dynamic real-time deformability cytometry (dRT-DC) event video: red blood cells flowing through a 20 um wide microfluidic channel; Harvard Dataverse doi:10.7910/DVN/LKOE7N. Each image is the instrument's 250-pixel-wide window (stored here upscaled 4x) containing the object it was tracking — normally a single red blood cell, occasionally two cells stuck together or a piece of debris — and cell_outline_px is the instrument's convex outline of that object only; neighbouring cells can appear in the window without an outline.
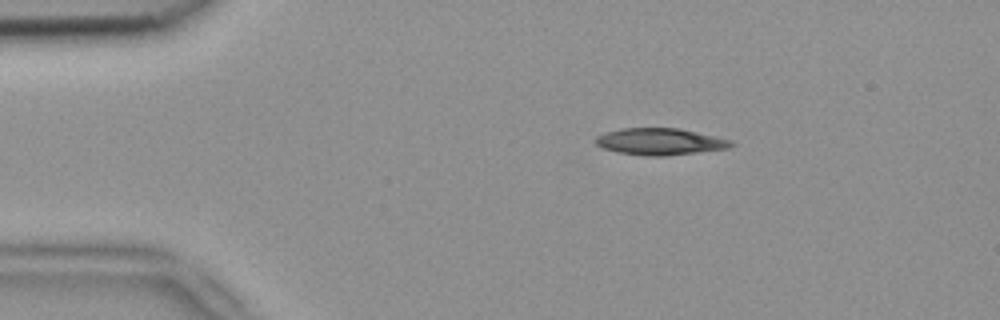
{"species": "common noctule bat (a hibernating species)", "species_latin": "Nyctalus noctula", "temperature_condition": "room temperature", "stored_images_in_passage": 7, "camera_frame_rate_fps": 3000, "um_per_image_px": 0.085, "animal": {"sex": "female", "body_mass_g": 18.4}, "frame": {"image": 1, "passage_image": 1, "time_ms": 0.0, "image_size_px": [1000, 320], "cell_outline_px": [[736, 144], [728, 148], [664, 156], [644, 156], [616, 152], [604, 148], [596, 144], [592, 140], [596, 136], [604, 132], [620, 128], [680, 128], [732, 140]], "centroid_in_image_um": [56.06, 12.03], "position_along_channel_um": 28.9, "area_um2": 21.27}}
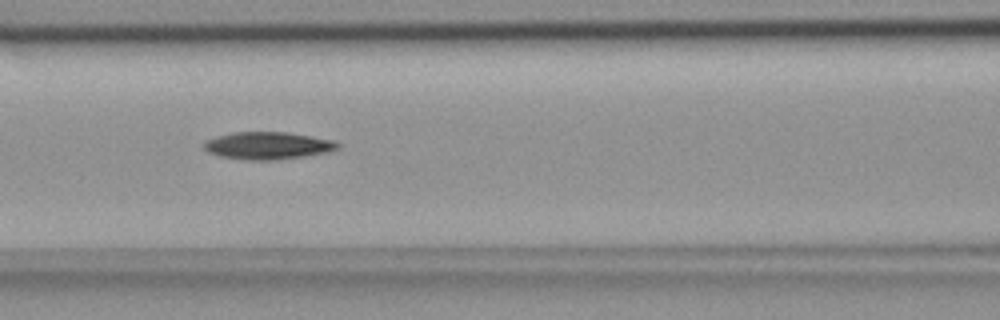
{"frame": {"image": 2, "passage_image": 5, "time_ms": 1.333, "image_size_px": [1000, 320], "cell_outline_px": [[340, 148], [324, 152], [300, 156], [272, 160], [244, 160], [220, 156], [208, 152], [204, 148], [204, 140], [216, 136], [232, 132], [288, 132], [336, 140], [340, 144]], "centroid_in_image_um": [22.73, 12.36], "position_along_channel_um": 143.9, "area_um2": 21.33}}
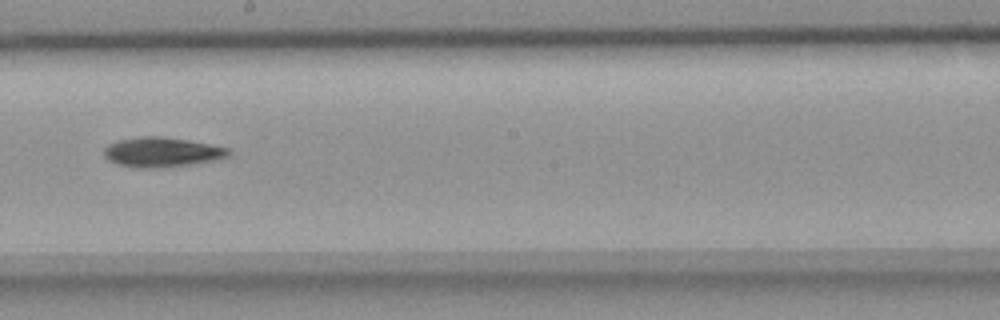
{"frame": {"image": 3, "passage_image": 7, "time_ms": 2.0, "image_size_px": [1000, 320], "cell_outline_px": [[232, 152], [228, 156], [212, 160], [192, 164], [160, 168], [136, 168], [116, 164], [108, 160], [104, 156], [104, 148], [108, 144], [120, 140], [140, 136], [160, 136], [188, 140], [228, 148]], "centroid_in_image_um": [13.72, 12.94], "position_along_channel_um": 234.5, "area_um2": 21.56}}